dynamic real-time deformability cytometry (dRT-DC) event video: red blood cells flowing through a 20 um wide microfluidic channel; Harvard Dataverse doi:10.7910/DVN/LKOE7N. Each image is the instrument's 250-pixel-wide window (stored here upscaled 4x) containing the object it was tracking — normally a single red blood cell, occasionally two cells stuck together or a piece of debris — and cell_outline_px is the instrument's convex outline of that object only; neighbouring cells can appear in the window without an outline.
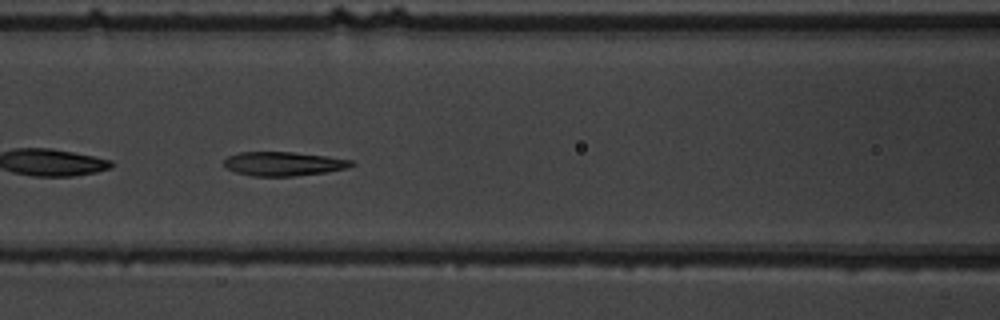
{"species": "common noctule bat (a hibernating species)", "species_latin": "Nyctalus noctula", "temperature_condition": "warm", "stored_images_in_passage": 9, "segment_of_instrument_passage": [1, 2], "camera_frame_rate_fps": 3000, "um_per_image_px": 0.085, "animal": {"sex": "male", "body_mass_g": 19.5, "forearm_length_mm": 54.6}, "frame": {"image": 1, "passage_image": 7, "time_ms": 7.0, "image_size_px": [1000, 320], "cell_outline_px": [[356, 164], [348, 168], [324, 172], [296, 176], [252, 176], [236, 172], [228, 168], [224, 164], [224, 160], [228, 156], [240, 152], [292, 152], [324, 156], [352, 160]], "centroid_in_image_um": [24.1, 13.92], "position_along_channel_um": 142.5, "area_um2": 17.69}}